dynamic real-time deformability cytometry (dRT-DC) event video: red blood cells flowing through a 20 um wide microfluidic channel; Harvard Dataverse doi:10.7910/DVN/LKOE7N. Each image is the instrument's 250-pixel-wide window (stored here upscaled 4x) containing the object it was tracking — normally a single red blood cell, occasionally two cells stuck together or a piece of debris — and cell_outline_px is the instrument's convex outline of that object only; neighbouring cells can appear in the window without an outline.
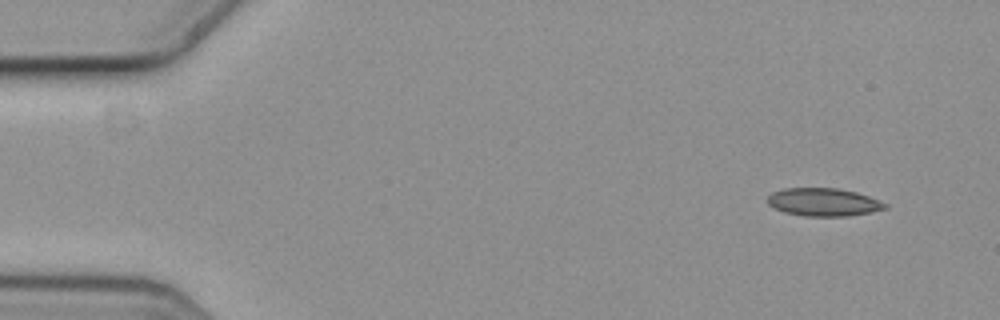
{"species": "common noctule bat (a hibernating species)", "species_latin": "Nyctalus noctula", "temperature_condition": "cold", "stored_images_in_passage": 4, "camera_frame_rate_fps": 3000, "um_per_image_px": 0.085, "animal": {"sex": "female", "body_mass_g": 19.3, "forearm_length_mm": 54.1}, "frame": {"image": 1, "passage_image": 1, "time_ms": 0.0, "image_size_px": [1000, 320], "cell_outline_px": [[888, 208], [848, 216], [804, 216], [784, 212], [772, 208], [768, 204], [768, 196], [772, 192], [784, 188], [836, 188], [856, 192], [868, 196], [888, 204]], "centroid_in_image_um": [69.96, 17.18], "position_along_channel_um": 15.0, "area_um2": 19.13}}
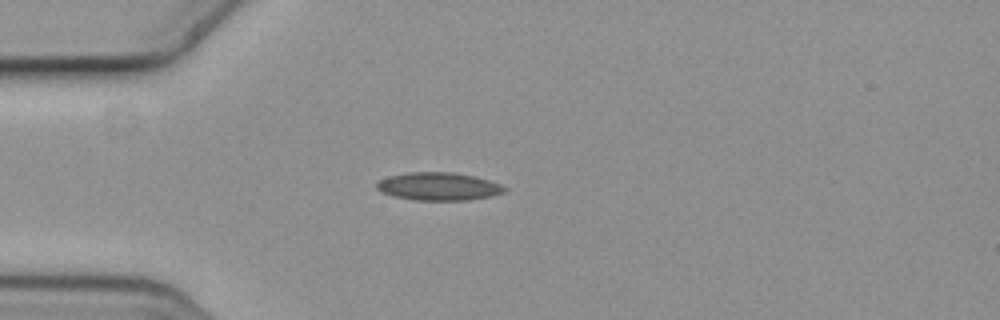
{"frame": {"image": 2, "passage_image": 4, "time_ms": 1.0, "image_size_px": [1000, 320], "cell_outline_px": [[508, 188], [504, 192], [492, 196], [468, 200], [412, 200], [392, 196], [380, 192], [376, 188], [376, 184], [380, 180], [388, 176], [412, 172], [452, 172], [472, 176], [488, 180], [500, 184]], "centroid_in_image_um": [37.26, 15.85], "position_along_channel_um": 47.7, "area_um2": 20.81}}